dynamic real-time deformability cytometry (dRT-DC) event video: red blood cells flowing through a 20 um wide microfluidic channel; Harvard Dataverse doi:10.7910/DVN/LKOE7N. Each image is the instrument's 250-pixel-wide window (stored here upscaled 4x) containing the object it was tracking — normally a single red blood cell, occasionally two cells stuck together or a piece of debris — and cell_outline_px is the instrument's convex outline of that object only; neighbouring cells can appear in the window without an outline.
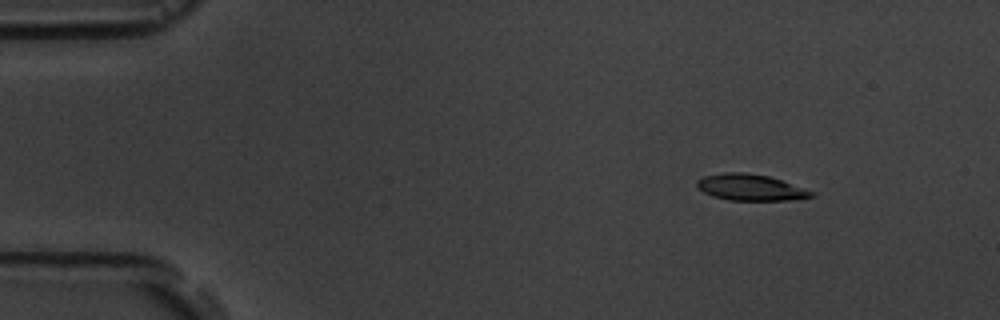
{"species": "common noctule bat (a hibernating species)", "species_latin": "Nyctalus noctula", "temperature_condition": "room temperature", "stored_images_in_passage": 15, "camera_frame_rate_fps": 3000, "um_per_image_px": 0.085, "animal": {"sex": "male", "body_mass_g": 19.5, "forearm_length_mm": 54.6}, "frame": {"image": 1, "passage_image": 2, "time_ms": 1.0, "image_size_px": [1000, 320], "cell_outline_px": [[816, 196], [788, 200], [728, 200], [712, 196], [696, 188], [696, 180], [704, 176], [724, 172], [744, 172], [768, 176], [816, 192]], "centroid_in_image_um": [63.76, 15.93], "position_along_channel_um": 21.2, "area_um2": 17.57}}
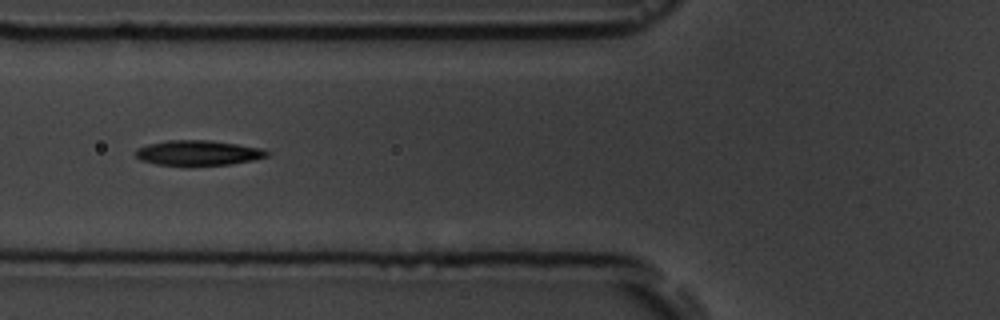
{"frame": {"image": 2, "passage_image": 6, "time_ms": 5.667, "image_size_px": [1000, 320], "cell_outline_px": [[268, 156], [252, 160], [232, 164], [188, 168], [184, 168], [156, 164], [140, 160], [136, 156], [136, 148], [148, 144], [168, 140], [208, 140], [236, 144], [260, 148], [268, 152]], "centroid_in_image_um": [16.78, 13.04], "position_along_channel_um": 109.0, "area_um2": 19.83}}
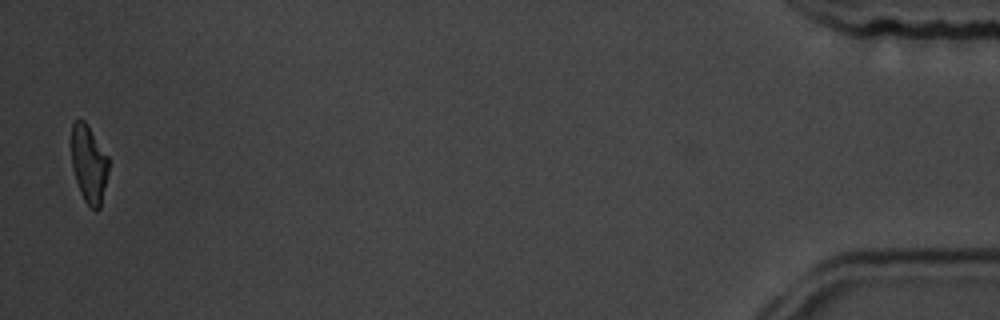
{"frame": {"image": 3, "passage_image": 15, "time_ms": 16.667, "image_size_px": [1000, 320], "cell_outline_px": [[108, 172], [100, 208], [96, 212], [84, 200], [80, 192], [72, 168], [72, 124], [76, 120], [84, 120], [108, 156]], "centroid_in_image_um": [7.56, 13.96], "position_along_channel_um": 427.6, "area_um2": 16.59}, "authors_computed_cell_mechanics": {"area_um2": 19.0162, "velocity_mm_per_s": 3.7303, "shape_relaxation_time_tau1_ms": 5.9128, "shape_relaxation_time_tau2_ms": 2.4201, "deformation_change_tau1": 0.1492, "deformation_change_tau2": 0.0958}}